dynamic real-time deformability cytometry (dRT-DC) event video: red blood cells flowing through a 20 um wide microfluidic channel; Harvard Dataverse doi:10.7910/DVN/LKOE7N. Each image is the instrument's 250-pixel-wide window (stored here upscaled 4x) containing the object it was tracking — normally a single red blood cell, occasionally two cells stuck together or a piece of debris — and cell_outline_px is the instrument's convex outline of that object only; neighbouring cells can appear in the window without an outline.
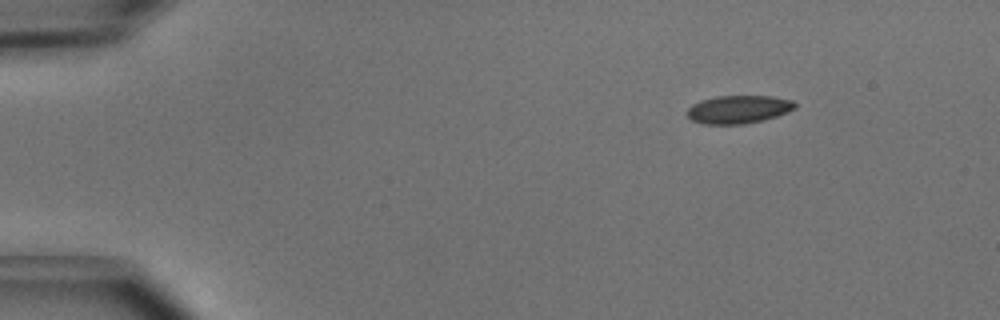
{"species": "common noctule bat (a hibernating species)", "species_latin": "Nyctalus noctula", "temperature_condition": "cold", "stored_images_in_passage": 4, "camera_frame_rate_fps": 3000, "um_per_image_px": 0.085, "animal": {"sex": "male", "body_mass_g": 15.6}, "frame": {"image": 1, "passage_image": 1, "time_ms": 0.0, "image_size_px": [1000, 320], "cell_outline_px": [[796, 108], [788, 112], [764, 120], [744, 124], [704, 124], [692, 120], [684, 112], [692, 104], [700, 100], [716, 96], [772, 96], [792, 100], [796, 104]], "centroid_in_image_um": [62.75, 9.29], "position_along_channel_um": 22.2, "area_um2": 17.8}}
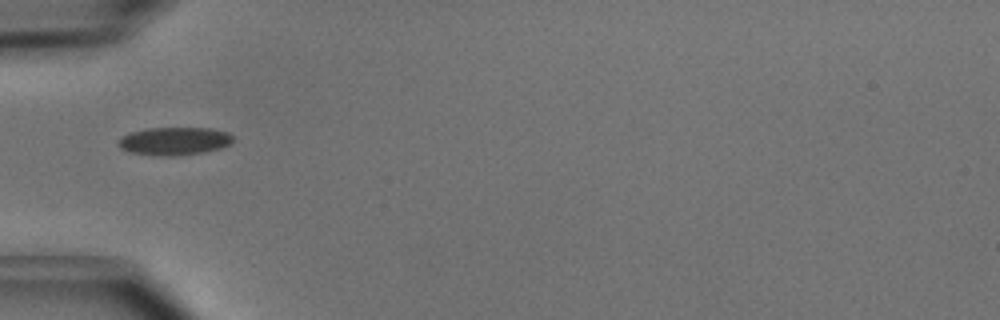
{"frame": {"image": 2, "passage_image": 3, "time_ms": 0.667, "image_size_px": [1000, 320], "cell_outline_px": [[232, 144], [220, 148], [204, 152], [172, 156], [160, 156], [128, 152], [120, 148], [120, 136], [132, 132], [148, 128], [212, 128], [228, 132], [232, 136]], "centroid_in_image_um": [14.84, 11.99], "position_along_channel_um": 70.2, "area_um2": 18.67}}